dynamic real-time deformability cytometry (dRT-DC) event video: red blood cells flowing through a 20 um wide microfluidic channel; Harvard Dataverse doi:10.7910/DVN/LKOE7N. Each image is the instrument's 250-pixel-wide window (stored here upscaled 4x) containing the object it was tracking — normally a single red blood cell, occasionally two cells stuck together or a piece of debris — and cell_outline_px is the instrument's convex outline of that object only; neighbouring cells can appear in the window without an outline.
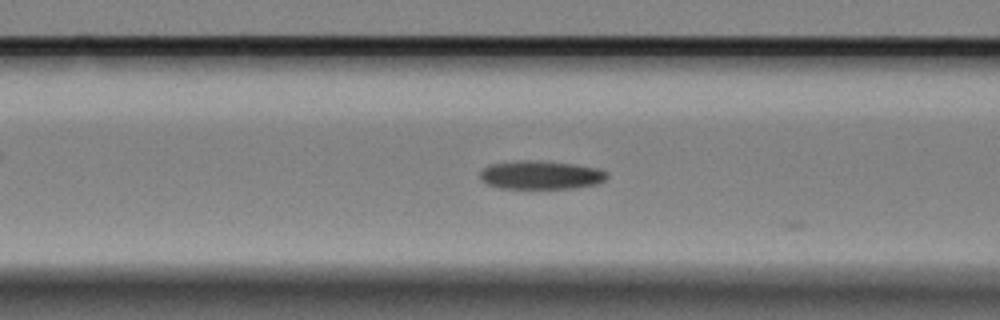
{"species": "Egyptian fruit bat (a non-hibernating species)", "species_latin": "Rousettus aegyptiacus", "temperature_condition": "cold", "stored_images_in_passage": 18, "camera_frame_rate_fps": 3000, "um_per_image_px": 0.085, "animal": {"sex": "female"}, "frame": {"image": 1, "passage_image": 10, "time_ms": 3.0, "image_size_px": [1000, 320], "cell_outline_px": [[608, 176], [604, 180], [596, 184], [572, 188], [500, 188], [488, 184], [480, 180], [480, 172], [488, 164], [516, 160], [532, 160], [572, 164], [596, 168], [608, 172]], "centroid_in_image_um": [45.92, 14.87], "position_along_channel_um": 120.7, "area_um2": 21.04}}
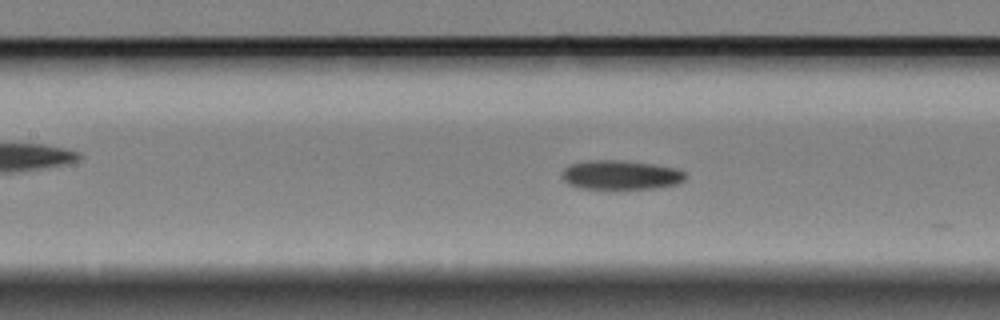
{"frame": {"image": 2, "passage_image": 13, "time_ms": 4.0, "image_size_px": [1000, 320], "cell_outline_px": [[688, 176], [684, 180], [676, 184], [656, 188], [580, 188], [568, 184], [564, 180], [564, 168], [568, 164], [592, 160], [620, 160], [652, 164], [676, 168], [684, 172]], "centroid_in_image_um": [52.78, 14.86], "position_along_channel_um": 154.6, "area_um2": 20.81}}
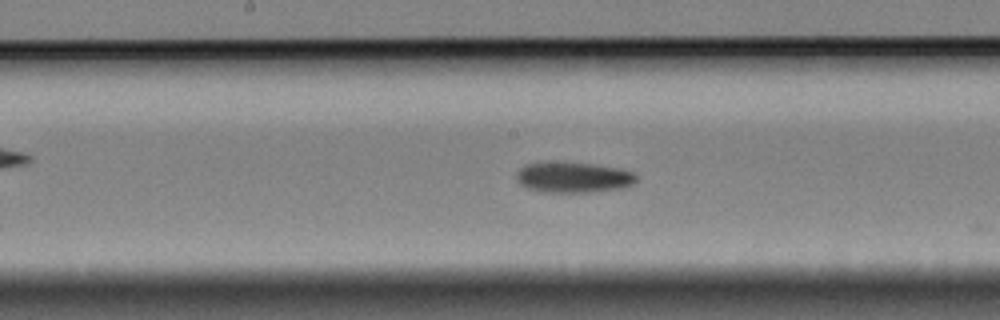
{"frame": {"image": 3, "passage_image": 17, "time_ms": 5.333, "image_size_px": [1000, 320], "cell_outline_px": [[636, 180], [632, 184], [624, 188], [588, 192], [540, 192], [528, 188], [520, 184], [516, 180], [516, 172], [520, 168], [528, 164], [596, 164], [620, 168], [636, 172]], "centroid_in_image_um": [48.78, 15.1], "position_along_channel_um": 199.4, "area_um2": 20.98}}